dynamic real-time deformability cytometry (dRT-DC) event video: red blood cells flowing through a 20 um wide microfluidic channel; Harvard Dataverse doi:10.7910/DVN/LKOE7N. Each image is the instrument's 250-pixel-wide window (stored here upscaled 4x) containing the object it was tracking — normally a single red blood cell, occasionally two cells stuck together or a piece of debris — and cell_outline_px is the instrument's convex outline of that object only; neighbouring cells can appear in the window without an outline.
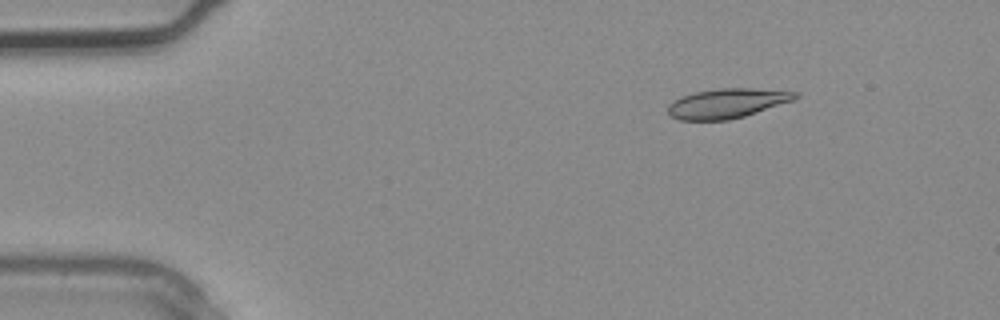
{"species": "common noctule bat (a hibernating species)", "species_latin": "Nyctalus noctula", "temperature_condition": "warm", "stored_images_in_passage": 3, "camera_frame_rate_fps": 3000, "um_per_image_px": 0.085, "animal": {"sex": "male", "body_mass_g": 20.4}, "frame": {"image": 1, "passage_image": 2, "time_ms": 0.333, "image_size_px": [1000, 320], "cell_outline_px": [[800, 96], [792, 100], [744, 116], [728, 120], [680, 120], [672, 116], [668, 112], [668, 104], [684, 96], [696, 92], [720, 88], [752, 88], [800, 92]], "centroid_in_image_um": [61.82, 8.78], "position_along_channel_um": 23.2, "area_um2": 21.62}}